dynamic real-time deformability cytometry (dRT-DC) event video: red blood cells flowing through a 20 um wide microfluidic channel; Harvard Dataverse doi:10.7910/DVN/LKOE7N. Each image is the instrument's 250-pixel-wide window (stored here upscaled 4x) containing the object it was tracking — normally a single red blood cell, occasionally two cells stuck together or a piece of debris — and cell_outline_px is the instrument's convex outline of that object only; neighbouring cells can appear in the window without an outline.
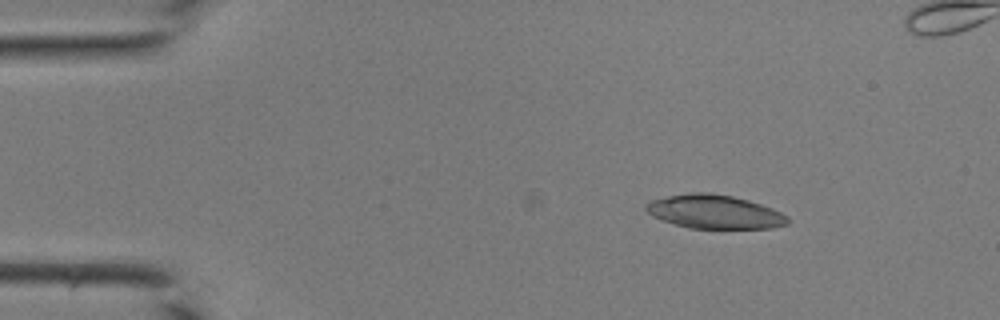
{"species": "common noctule bat (a hibernating species)", "species_latin": "Nyctalus noctula", "temperature_condition": "room temperature", "stored_images_in_passage": 38, "camera_frame_rate_fps": 3000, "um_per_image_px": 0.085, "animal": {"sex": "male", "body_mass_g": 19.0, "forearm_length_mm": 50.8}, "frame": {"image": 1, "passage_image": 7, "time_ms": 2.0, "image_size_px": [1000, 320], "cell_outline_px": [[788, 224], [772, 228], [688, 228], [652, 216], [644, 208], [644, 204], [652, 200], [668, 196], [688, 192], [712, 192], [732, 196], [748, 200], [772, 208], [788, 216]], "centroid_in_image_um": [60.73, 17.99], "position_along_channel_um": 24.3, "area_um2": 27.8}}
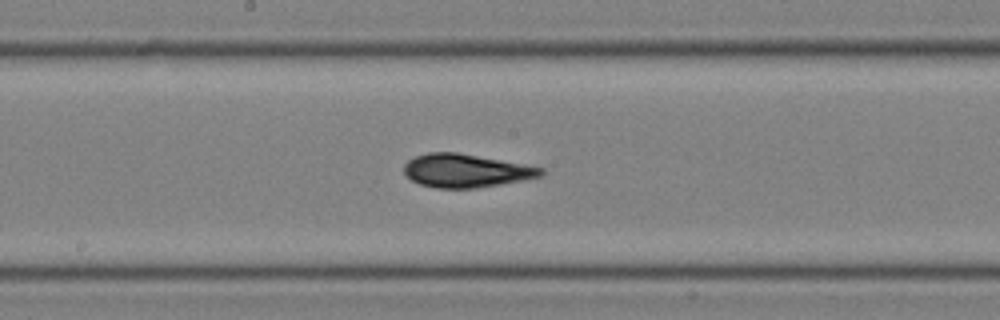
{"frame": {"image": 2, "passage_image": 24, "time_ms": 7.667, "image_size_px": [1000, 320], "cell_outline_px": [[544, 176], [524, 180], [476, 188], [436, 188], [420, 184], [412, 180], [404, 172], [404, 164], [408, 160], [416, 156], [428, 152], [456, 152], [524, 164], [544, 168]], "centroid_in_image_um": [39.62, 14.51], "position_along_channel_um": 208.6, "area_um2": 26.53}}
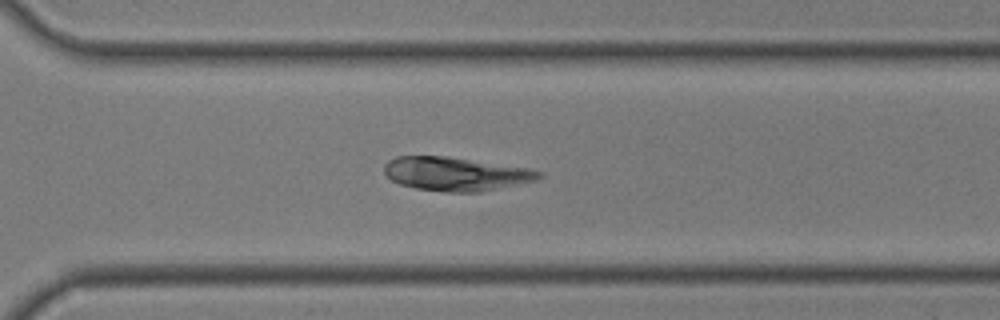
{"frame": {"image": 3, "passage_image": 32, "time_ms": 10.333, "image_size_px": [1000, 320], "cell_outline_px": [[544, 176], [536, 180], [480, 192], [444, 192], [416, 188], [400, 184], [392, 180], [384, 172], [384, 164], [388, 160], [396, 156], [448, 156], [528, 168], [544, 172]], "centroid_in_image_um": [38.74, 14.77], "position_along_channel_um": 331.9, "area_um2": 30.4}}